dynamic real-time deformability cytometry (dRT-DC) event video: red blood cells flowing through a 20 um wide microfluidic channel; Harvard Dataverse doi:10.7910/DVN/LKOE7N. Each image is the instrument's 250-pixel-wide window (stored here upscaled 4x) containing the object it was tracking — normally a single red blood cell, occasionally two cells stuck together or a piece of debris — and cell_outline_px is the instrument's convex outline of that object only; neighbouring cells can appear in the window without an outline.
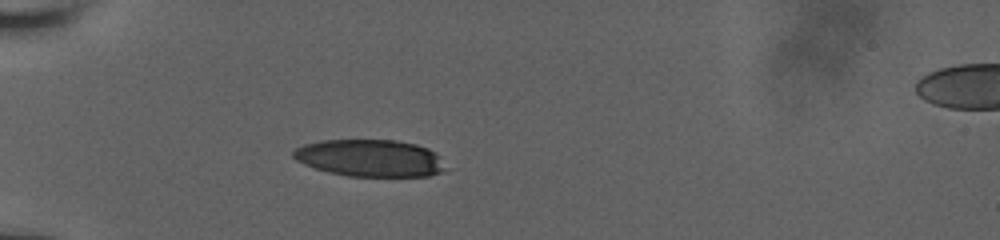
{"species": "human", "species_latin": "Homo sapiens", "temperature_condition": "room temperature", "stored_images_in_passage": 6, "camera_frame_rate_fps": 3000, "um_per_image_px": 0.085, "donor": {"sex": "male"}, "frame": {"image": 1, "passage_image": 1, "time_ms": 0.0, "image_size_px": [1000, 240], "cell_outline_px": [[448, 168], [444, 172], [428, 176], [348, 176], [328, 172], [304, 164], [296, 160], [292, 156], [292, 152], [296, 148], [304, 144], [320, 140], [396, 140], [416, 144], [428, 148], [436, 152], [440, 156]], "centroid_in_image_um": [31.5, 13.44], "position_along_channel_um": 53.5, "area_um2": 33.23}}
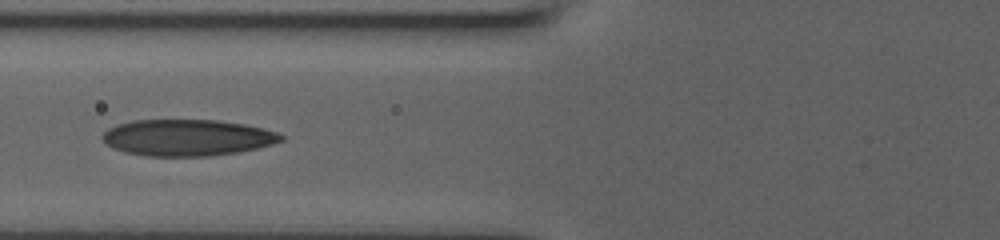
{"frame": {"image": 2, "passage_image": 4, "time_ms": 2.0, "image_size_px": [1000, 240], "cell_outline_px": [[284, 140], [272, 144], [256, 148], [236, 152], [208, 156], [148, 156], [124, 152], [112, 148], [100, 136], [108, 128], [116, 124], [132, 120], [216, 120], [244, 124], [264, 128], [276, 132], [284, 136]], "centroid_in_image_um": [15.89, 11.69], "position_along_channel_um": 109.9, "area_um2": 37.92}}
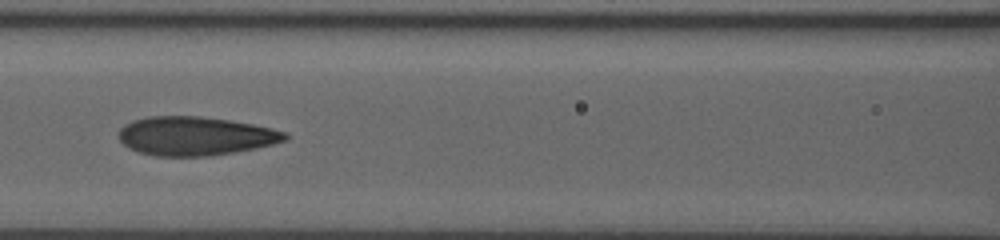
{"frame": {"image": 3, "passage_image": 5, "time_ms": 3.0, "image_size_px": [1000, 240], "cell_outline_px": [[288, 140], [256, 148], [208, 156], [156, 156], [140, 152], [128, 148], [120, 140], [120, 128], [124, 124], [132, 120], [148, 116], [200, 116], [228, 120], [252, 124], [272, 128], [288, 132]], "centroid_in_image_um": [16.6, 11.55], "position_along_channel_um": 150.0, "area_um2": 37.57}}